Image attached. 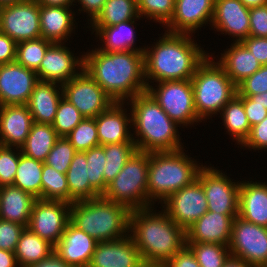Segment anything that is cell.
I'll return each instance as SVG.
<instances>
[{"label":"cell","mask_w":267,"mask_h":267,"mask_svg":"<svg viewBox=\"0 0 267 267\" xmlns=\"http://www.w3.org/2000/svg\"><path fill=\"white\" fill-rule=\"evenodd\" d=\"M58 138L51 124L33 123L20 151L27 157L44 162Z\"/></svg>","instance_id":"d6a6232c"},{"label":"cell","mask_w":267,"mask_h":267,"mask_svg":"<svg viewBox=\"0 0 267 267\" xmlns=\"http://www.w3.org/2000/svg\"><path fill=\"white\" fill-rule=\"evenodd\" d=\"M41 182L42 200L64 201L69 203V188L66 174H62L43 163Z\"/></svg>","instance_id":"74e56055"},{"label":"cell","mask_w":267,"mask_h":267,"mask_svg":"<svg viewBox=\"0 0 267 267\" xmlns=\"http://www.w3.org/2000/svg\"><path fill=\"white\" fill-rule=\"evenodd\" d=\"M207 199L208 211L238 215L240 182H233L222 170L203 166L197 175Z\"/></svg>","instance_id":"7c38bea8"},{"label":"cell","mask_w":267,"mask_h":267,"mask_svg":"<svg viewBox=\"0 0 267 267\" xmlns=\"http://www.w3.org/2000/svg\"><path fill=\"white\" fill-rule=\"evenodd\" d=\"M236 88V95H257L267 92V65H262L259 70L244 79Z\"/></svg>","instance_id":"7dc6e473"},{"label":"cell","mask_w":267,"mask_h":267,"mask_svg":"<svg viewBox=\"0 0 267 267\" xmlns=\"http://www.w3.org/2000/svg\"><path fill=\"white\" fill-rule=\"evenodd\" d=\"M223 125L233 140L242 145L250 133V124L244 110L243 101L235 95L220 112Z\"/></svg>","instance_id":"e575fe53"},{"label":"cell","mask_w":267,"mask_h":267,"mask_svg":"<svg viewBox=\"0 0 267 267\" xmlns=\"http://www.w3.org/2000/svg\"><path fill=\"white\" fill-rule=\"evenodd\" d=\"M69 204L101 196L89 183L86 152L77 151L66 172Z\"/></svg>","instance_id":"4dcf8cb0"},{"label":"cell","mask_w":267,"mask_h":267,"mask_svg":"<svg viewBox=\"0 0 267 267\" xmlns=\"http://www.w3.org/2000/svg\"><path fill=\"white\" fill-rule=\"evenodd\" d=\"M237 96H247L252 101L260 103L267 109V92L260 93L257 95H237Z\"/></svg>","instance_id":"6125c7cd"},{"label":"cell","mask_w":267,"mask_h":267,"mask_svg":"<svg viewBox=\"0 0 267 267\" xmlns=\"http://www.w3.org/2000/svg\"><path fill=\"white\" fill-rule=\"evenodd\" d=\"M215 0H175L174 13L164 26L166 32L190 34L201 29L204 24L211 25Z\"/></svg>","instance_id":"ac0fdd59"},{"label":"cell","mask_w":267,"mask_h":267,"mask_svg":"<svg viewBox=\"0 0 267 267\" xmlns=\"http://www.w3.org/2000/svg\"><path fill=\"white\" fill-rule=\"evenodd\" d=\"M249 16V36L267 38V5L251 8Z\"/></svg>","instance_id":"f907efd6"},{"label":"cell","mask_w":267,"mask_h":267,"mask_svg":"<svg viewBox=\"0 0 267 267\" xmlns=\"http://www.w3.org/2000/svg\"><path fill=\"white\" fill-rule=\"evenodd\" d=\"M223 267H254L247 262L243 261L240 258L234 256H229L228 259L224 262Z\"/></svg>","instance_id":"94428289"},{"label":"cell","mask_w":267,"mask_h":267,"mask_svg":"<svg viewBox=\"0 0 267 267\" xmlns=\"http://www.w3.org/2000/svg\"><path fill=\"white\" fill-rule=\"evenodd\" d=\"M129 103V104H128ZM131 108L133 141L138 151H176L182 147L177 125L146 91L127 102ZM137 138V139H135Z\"/></svg>","instance_id":"277c9868"},{"label":"cell","mask_w":267,"mask_h":267,"mask_svg":"<svg viewBox=\"0 0 267 267\" xmlns=\"http://www.w3.org/2000/svg\"><path fill=\"white\" fill-rule=\"evenodd\" d=\"M38 81L36 71L16 61L0 64V106L27 104Z\"/></svg>","instance_id":"2e32d148"},{"label":"cell","mask_w":267,"mask_h":267,"mask_svg":"<svg viewBox=\"0 0 267 267\" xmlns=\"http://www.w3.org/2000/svg\"><path fill=\"white\" fill-rule=\"evenodd\" d=\"M0 31L16 43L40 38V4L36 0H23L1 6Z\"/></svg>","instance_id":"8fae6325"},{"label":"cell","mask_w":267,"mask_h":267,"mask_svg":"<svg viewBox=\"0 0 267 267\" xmlns=\"http://www.w3.org/2000/svg\"><path fill=\"white\" fill-rule=\"evenodd\" d=\"M124 104L114 102L106 111L95 117L100 146L134 142V133L129 131L132 127L131 111L128 115Z\"/></svg>","instance_id":"7402d4cb"},{"label":"cell","mask_w":267,"mask_h":267,"mask_svg":"<svg viewBox=\"0 0 267 267\" xmlns=\"http://www.w3.org/2000/svg\"><path fill=\"white\" fill-rule=\"evenodd\" d=\"M192 250L200 267H223L230 256L227 245L218 243L186 242Z\"/></svg>","instance_id":"f35d334b"},{"label":"cell","mask_w":267,"mask_h":267,"mask_svg":"<svg viewBox=\"0 0 267 267\" xmlns=\"http://www.w3.org/2000/svg\"><path fill=\"white\" fill-rule=\"evenodd\" d=\"M142 261L130 234L113 241L98 242L88 267H137Z\"/></svg>","instance_id":"44dd1931"},{"label":"cell","mask_w":267,"mask_h":267,"mask_svg":"<svg viewBox=\"0 0 267 267\" xmlns=\"http://www.w3.org/2000/svg\"><path fill=\"white\" fill-rule=\"evenodd\" d=\"M27 267H71L60 259L55 252H53L47 259L38 263L31 264Z\"/></svg>","instance_id":"6f0895ef"},{"label":"cell","mask_w":267,"mask_h":267,"mask_svg":"<svg viewBox=\"0 0 267 267\" xmlns=\"http://www.w3.org/2000/svg\"><path fill=\"white\" fill-rule=\"evenodd\" d=\"M82 9L78 11H84L88 14V21L90 23L96 18V16L102 11L106 0H76Z\"/></svg>","instance_id":"9f6ffc18"},{"label":"cell","mask_w":267,"mask_h":267,"mask_svg":"<svg viewBox=\"0 0 267 267\" xmlns=\"http://www.w3.org/2000/svg\"><path fill=\"white\" fill-rule=\"evenodd\" d=\"M51 44L52 42L45 40L43 37L17 43L16 62L36 71Z\"/></svg>","instance_id":"ab89813d"},{"label":"cell","mask_w":267,"mask_h":267,"mask_svg":"<svg viewBox=\"0 0 267 267\" xmlns=\"http://www.w3.org/2000/svg\"><path fill=\"white\" fill-rule=\"evenodd\" d=\"M97 243L92 236L69 222L54 246V252L71 267H88Z\"/></svg>","instance_id":"ffe728a7"},{"label":"cell","mask_w":267,"mask_h":267,"mask_svg":"<svg viewBox=\"0 0 267 267\" xmlns=\"http://www.w3.org/2000/svg\"><path fill=\"white\" fill-rule=\"evenodd\" d=\"M242 43L261 65H267V38L249 36Z\"/></svg>","instance_id":"f5cc1de1"},{"label":"cell","mask_w":267,"mask_h":267,"mask_svg":"<svg viewBox=\"0 0 267 267\" xmlns=\"http://www.w3.org/2000/svg\"><path fill=\"white\" fill-rule=\"evenodd\" d=\"M33 123L27 104L0 106V145L20 148Z\"/></svg>","instance_id":"603a6c76"},{"label":"cell","mask_w":267,"mask_h":267,"mask_svg":"<svg viewBox=\"0 0 267 267\" xmlns=\"http://www.w3.org/2000/svg\"><path fill=\"white\" fill-rule=\"evenodd\" d=\"M54 252V246L25 228L18 240L15 256L20 267H27L47 259Z\"/></svg>","instance_id":"1f68e13d"},{"label":"cell","mask_w":267,"mask_h":267,"mask_svg":"<svg viewBox=\"0 0 267 267\" xmlns=\"http://www.w3.org/2000/svg\"><path fill=\"white\" fill-rule=\"evenodd\" d=\"M76 153L77 150L66 137H59L49 152L44 164L62 174H66Z\"/></svg>","instance_id":"f6af8a7d"},{"label":"cell","mask_w":267,"mask_h":267,"mask_svg":"<svg viewBox=\"0 0 267 267\" xmlns=\"http://www.w3.org/2000/svg\"><path fill=\"white\" fill-rule=\"evenodd\" d=\"M43 163L25 156L19 148V162L13 186L24 190L36 199H42L41 175Z\"/></svg>","instance_id":"836d02e7"},{"label":"cell","mask_w":267,"mask_h":267,"mask_svg":"<svg viewBox=\"0 0 267 267\" xmlns=\"http://www.w3.org/2000/svg\"><path fill=\"white\" fill-rule=\"evenodd\" d=\"M166 267H200L192 250L185 245L169 261Z\"/></svg>","instance_id":"db71d44e"},{"label":"cell","mask_w":267,"mask_h":267,"mask_svg":"<svg viewBox=\"0 0 267 267\" xmlns=\"http://www.w3.org/2000/svg\"><path fill=\"white\" fill-rule=\"evenodd\" d=\"M137 151L135 142H122L104 145V192L107 185L120 173L126 162Z\"/></svg>","instance_id":"8d00e7d4"},{"label":"cell","mask_w":267,"mask_h":267,"mask_svg":"<svg viewBox=\"0 0 267 267\" xmlns=\"http://www.w3.org/2000/svg\"><path fill=\"white\" fill-rule=\"evenodd\" d=\"M88 180L90 185L100 194L104 193V164L106 156L104 145L86 150Z\"/></svg>","instance_id":"ee69618b"},{"label":"cell","mask_w":267,"mask_h":267,"mask_svg":"<svg viewBox=\"0 0 267 267\" xmlns=\"http://www.w3.org/2000/svg\"><path fill=\"white\" fill-rule=\"evenodd\" d=\"M161 206L185 231L208 211L204 188L198 179L172 193Z\"/></svg>","instance_id":"9a60e30c"},{"label":"cell","mask_w":267,"mask_h":267,"mask_svg":"<svg viewBox=\"0 0 267 267\" xmlns=\"http://www.w3.org/2000/svg\"><path fill=\"white\" fill-rule=\"evenodd\" d=\"M36 2L40 5L45 6H62V7H71L73 4L77 3L75 0H36Z\"/></svg>","instance_id":"91938a15"},{"label":"cell","mask_w":267,"mask_h":267,"mask_svg":"<svg viewBox=\"0 0 267 267\" xmlns=\"http://www.w3.org/2000/svg\"><path fill=\"white\" fill-rule=\"evenodd\" d=\"M249 12L240 0H215L211 27L242 42L249 37Z\"/></svg>","instance_id":"d6986e66"},{"label":"cell","mask_w":267,"mask_h":267,"mask_svg":"<svg viewBox=\"0 0 267 267\" xmlns=\"http://www.w3.org/2000/svg\"><path fill=\"white\" fill-rule=\"evenodd\" d=\"M83 118L78 109L62 97L51 125L59 137H66Z\"/></svg>","instance_id":"b9f144b4"},{"label":"cell","mask_w":267,"mask_h":267,"mask_svg":"<svg viewBox=\"0 0 267 267\" xmlns=\"http://www.w3.org/2000/svg\"><path fill=\"white\" fill-rule=\"evenodd\" d=\"M63 44L65 43H52L48 47L40 67L36 70L39 80L62 85L83 70V55L81 57L74 56V53Z\"/></svg>","instance_id":"e0dca14e"},{"label":"cell","mask_w":267,"mask_h":267,"mask_svg":"<svg viewBox=\"0 0 267 267\" xmlns=\"http://www.w3.org/2000/svg\"><path fill=\"white\" fill-rule=\"evenodd\" d=\"M133 19H141L133 0H106L102 11L90 23V27H106Z\"/></svg>","instance_id":"d590c367"},{"label":"cell","mask_w":267,"mask_h":267,"mask_svg":"<svg viewBox=\"0 0 267 267\" xmlns=\"http://www.w3.org/2000/svg\"><path fill=\"white\" fill-rule=\"evenodd\" d=\"M228 248L231 256L254 267L267 265V228L237 216L232 223Z\"/></svg>","instance_id":"30bf717a"},{"label":"cell","mask_w":267,"mask_h":267,"mask_svg":"<svg viewBox=\"0 0 267 267\" xmlns=\"http://www.w3.org/2000/svg\"><path fill=\"white\" fill-rule=\"evenodd\" d=\"M17 43L0 31V64L16 61Z\"/></svg>","instance_id":"11a10c76"},{"label":"cell","mask_w":267,"mask_h":267,"mask_svg":"<svg viewBox=\"0 0 267 267\" xmlns=\"http://www.w3.org/2000/svg\"><path fill=\"white\" fill-rule=\"evenodd\" d=\"M70 206L64 201L36 199L27 228L55 246L70 222Z\"/></svg>","instance_id":"5bb4252c"},{"label":"cell","mask_w":267,"mask_h":267,"mask_svg":"<svg viewBox=\"0 0 267 267\" xmlns=\"http://www.w3.org/2000/svg\"><path fill=\"white\" fill-rule=\"evenodd\" d=\"M157 84V88L147 85L146 91L177 125L187 128L196 124L195 122H202L195 109L191 80L164 81Z\"/></svg>","instance_id":"9c48e42d"},{"label":"cell","mask_w":267,"mask_h":267,"mask_svg":"<svg viewBox=\"0 0 267 267\" xmlns=\"http://www.w3.org/2000/svg\"><path fill=\"white\" fill-rule=\"evenodd\" d=\"M175 0H142L138 5V14L141 18H148L165 26L172 18Z\"/></svg>","instance_id":"7bdbcfd3"},{"label":"cell","mask_w":267,"mask_h":267,"mask_svg":"<svg viewBox=\"0 0 267 267\" xmlns=\"http://www.w3.org/2000/svg\"><path fill=\"white\" fill-rule=\"evenodd\" d=\"M25 228L21 224L0 219V249L15 252Z\"/></svg>","instance_id":"c3c4849f"},{"label":"cell","mask_w":267,"mask_h":267,"mask_svg":"<svg viewBox=\"0 0 267 267\" xmlns=\"http://www.w3.org/2000/svg\"><path fill=\"white\" fill-rule=\"evenodd\" d=\"M77 151H86L100 146L95 118H86L66 136Z\"/></svg>","instance_id":"60d3db41"},{"label":"cell","mask_w":267,"mask_h":267,"mask_svg":"<svg viewBox=\"0 0 267 267\" xmlns=\"http://www.w3.org/2000/svg\"><path fill=\"white\" fill-rule=\"evenodd\" d=\"M129 214L125 205L102 195L73 202L70 206V222L97 242L118 240L128 235Z\"/></svg>","instance_id":"5b68a950"},{"label":"cell","mask_w":267,"mask_h":267,"mask_svg":"<svg viewBox=\"0 0 267 267\" xmlns=\"http://www.w3.org/2000/svg\"><path fill=\"white\" fill-rule=\"evenodd\" d=\"M247 8H255L258 6L267 5V0H240Z\"/></svg>","instance_id":"be15d7a7"},{"label":"cell","mask_w":267,"mask_h":267,"mask_svg":"<svg viewBox=\"0 0 267 267\" xmlns=\"http://www.w3.org/2000/svg\"><path fill=\"white\" fill-rule=\"evenodd\" d=\"M137 267H166L165 263L142 260Z\"/></svg>","instance_id":"e7e4bbea"},{"label":"cell","mask_w":267,"mask_h":267,"mask_svg":"<svg viewBox=\"0 0 267 267\" xmlns=\"http://www.w3.org/2000/svg\"><path fill=\"white\" fill-rule=\"evenodd\" d=\"M89 76L117 103L146 92L144 52L105 53L92 49L83 54Z\"/></svg>","instance_id":"6da1fadb"},{"label":"cell","mask_w":267,"mask_h":267,"mask_svg":"<svg viewBox=\"0 0 267 267\" xmlns=\"http://www.w3.org/2000/svg\"><path fill=\"white\" fill-rule=\"evenodd\" d=\"M153 208L130 210L128 234L142 260L166 263L186 245V231L163 208L157 213Z\"/></svg>","instance_id":"3957f363"},{"label":"cell","mask_w":267,"mask_h":267,"mask_svg":"<svg viewBox=\"0 0 267 267\" xmlns=\"http://www.w3.org/2000/svg\"><path fill=\"white\" fill-rule=\"evenodd\" d=\"M238 215L207 211L186 230V242L229 245L232 223Z\"/></svg>","instance_id":"cb8c5ba5"},{"label":"cell","mask_w":267,"mask_h":267,"mask_svg":"<svg viewBox=\"0 0 267 267\" xmlns=\"http://www.w3.org/2000/svg\"><path fill=\"white\" fill-rule=\"evenodd\" d=\"M238 216L267 228V182L240 181Z\"/></svg>","instance_id":"d4e9b609"},{"label":"cell","mask_w":267,"mask_h":267,"mask_svg":"<svg viewBox=\"0 0 267 267\" xmlns=\"http://www.w3.org/2000/svg\"><path fill=\"white\" fill-rule=\"evenodd\" d=\"M0 267H20L15 253L0 249Z\"/></svg>","instance_id":"680465c9"},{"label":"cell","mask_w":267,"mask_h":267,"mask_svg":"<svg viewBox=\"0 0 267 267\" xmlns=\"http://www.w3.org/2000/svg\"><path fill=\"white\" fill-rule=\"evenodd\" d=\"M62 92L63 98L73 104L86 118L97 117L114 103L84 70L62 84Z\"/></svg>","instance_id":"4fadbf2b"},{"label":"cell","mask_w":267,"mask_h":267,"mask_svg":"<svg viewBox=\"0 0 267 267\" xmlns=\"http://www.w3.org/2000/svg\"><path fill=\"white\" fill-rule=\"evenodd\" d=\"M137 5L142 1V0H133Z\"/></svg>","instance_id":"003e7915"},{"label":"cell","mask_w":267,"mask_h":267,"mask_svg":"<svg viewBox=\"0 0 267 267\" xmlns=\"http://www.w3.org/2000/svg\"><path fill=\"white\" fill-rule=\"evenodd\" d=\"M135 21L136 20L133 19L112 26L92 27V31L99 36V40H101L102 43L104 42V44H102V47H98L97 49L105 53H118L128 51L144 52L145 47H135Z\"/></svg>","instance_id":"f546056e"},{"label":"cell","mask_w":267,"mask_h":267,"mask_svg":"<svg viewBox=\"0 0 267 267\" xmlns=\"http://www.w3.org/2000/svg\"><path fill=\"white\" fill-rule=\"evenodd\" d=\"M226 50L217 63L236 86L262 67L242 42L234 41Z\"/></svg>","instance_id":"83f0119b"},{"label":"cell","mask_w":267,"mask_h":267,"mask_svg":"<svg viewBox=\"0 0 267 267\" xmlns=\"http://www.w3.org/2000/svg\"><path fill=\"white\" fill-rule=\"evenodd\" d=\"M148 169L149 153L137 150L107 185L102 196L129 210L148 207Z\"/></svg>","instance_id":"ba28073f"},{"label":"cell","mask_w":267,"mask_h":267,"mask_svg":"<svg viewBox=\"0 0 267 267\" xmlns=\"http://www.w3.org/2000/svg\"><path fill=\"white\" fill-rule=\"evenodd\" d=\"M62 97L63 92L61 84L39 80L35 84L31 97L27 103L33 122L39 124H52L59 101Z\"/></svg>","instance_id":"484cf974"},{"label":"cell","mask_w":267,"mask_h":267,"mask_svg":"<svg viewBox=\"0 0 267 267\" xmlns=\"http://www.w3.org/2000/svg\"><path fill=\"white\" fill-rule=\"evenodd\" d=\"M212 59V56L208 55L191 78L194 105L201 121L220 113L237 93L236 85Z\"/></svg>","instance_id":"52a82bcc"},{"label":"cell","mask_w":267,"mask_h":267,"mask_svg":"<svg viewBox=\"0 0 267 267\" xmlns=\"http://www.w3.org/2000/svg\"><path fill=\"white\" fill-rule=\"evenodd\" d=\"M243 101L244 110L250 127L260 123L267 116V109L247 96H238Z\"/></svg>","instance_id":"816d5d0a"},{"label":"cell","mask_w":267,"mask_h":267,"mask_svg":"<svg viewBox=\"0 0 267 267\" xmlns=\"http://www.w3.org/2000/svg\"><path fill=\"white\" fill-rule=\"evenodd\" d=\"M251 150H267V116L250 129V133L242 146Z\"/></svg>","instance_id":"681fc988"},{"label":"cell","mask_w":267,"mask_h":267,"mask_svg":"<svg viewBox=\"0 0 267 267\" xmlns=\"http://www.w3.org/2000/svg\"><path fill=\"white\" fill-rule=\"evenodd\" d=\"M73 13L70 7L40 5L41 37L52 43L66 42L75 29Z\"/></svg>","instance_id":"4316f807"},{"label":"cell","mask_w":267,"mask_h":267,"mask_svg":"<svg viewBox=\"0 0 267 267\" xmlns=\"http://www.w3.org/2000/svg\"><path fill=\"white\" fill-rule=\"evenodd\" d=\"M35 200L31 194L13 185L0 186V219L27 228Z\"/></svg>","instance_id":"f1b7e54d"},{"label":"cell","mask_w":267,"mask_h":267,"mask_svg":"<svg viewBox=\"0 0 267 267\" xmlns=\"http://www.w3.org/2000/svg\"><path fill=\"white\" fill-rule=\"evenodd\" d=\"M191 34L165 31L159 41L145 47L144 65L147 85L152 82L191 80L197 67L210 54L191 39ZM150 79V81H149ZM154 80V81H152ZM151 82V83H149Z\"/></svg>","instance_id":"7a4b0ae2"},{"label":"cell","mask_w":267,"mask_h":267,"mask_svg":"<svg viewBox=\"0 0 267 267\" xmlns=\"http://www.w3.org/2000/svg\"><path fill=\"white\" fill-rule=\"evenodd\" d=\"M15 149L0 145V186L13 185L19 162V148Z\"/></svg>","instance_id":"bcb514c9"},{"label":"cell","mask_w":267,"mask_h":267,"mask_svg":"<svg viewBox=\"0 0 267 267\" xmlns=\"http://www.w3.org/2000/svg\"><path fill=\"white\" fill-rule=\"evenodd\" d=\"M21 1H23V0H0V7L1 6H5V5L18 3V2H21Z\"/></svg>","instance_id":"03108f58"},{"label":"cell","mask_w":267,"mask_h":267,"mask_svg":"<svg viewBox=\"0 0 267 267\" xmlns=\"http://www.w3.org/2000/svg\"><path fill=\"white\" fill-rule=\"evenodd\" d=\"M184 150L182 148L176 151L149 153L148 207L154 206L155 201L162 204L172 193L197 179L203 165H198Z\"/></svg>","instance_id":"8992f818"}]
</instances>
